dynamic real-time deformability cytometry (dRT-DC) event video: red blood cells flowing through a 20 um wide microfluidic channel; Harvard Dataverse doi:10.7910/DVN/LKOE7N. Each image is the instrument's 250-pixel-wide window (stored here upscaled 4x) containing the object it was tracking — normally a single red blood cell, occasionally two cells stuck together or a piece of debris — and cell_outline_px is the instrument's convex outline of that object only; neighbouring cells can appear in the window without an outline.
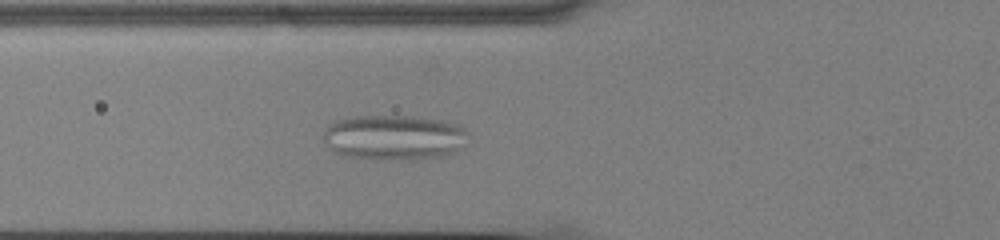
{"species": "common noctule bat (a hibernating species)", "species_latin": "Nyctalus noctula", "temperature_condition": "cold", "stored_images_in_passage": 43, "camera_frame_rate_fps": 3000, "um_per_image_px": 0.085, "animal": {"sex": "male", "body_mass_g": 13.0, "forearm_length_mm": 53.1}, "frame": {"image": 1, "passage_image": 8, "time_ms": 2.333, "image_size_px": [1000, 240], "cell_outline_px": [[468, 144], [444, 156], [412, 160], [372, 160], [348, 156], [336, 152], [324, 140], [324, 132], [328, 124], [332, 120], [348, 116], [420, 116], [444, 120], [460, 124], [468, 132]], "centroid_in_image_um": [33.54, 11.67], "position_along_channel_um": 92.3, "area_um2": 39.02}}
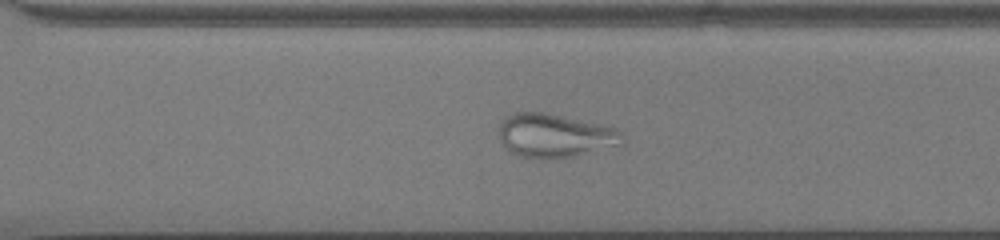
{"frame": {"image": 2, "passage_image": 27, "time_ms": 8.667, "image_size_px": [1000, 240], "cell_outline_px": [[624, 144], [572, 156], [516, 156], [500, 140], [500, 120], [512, 112], [544, 112], [600, 124], [616, 128], [624, 136]], "centroid_in_image_um": [47.17, 11.48], "position_along_channel_um": 323.4, "area_um2": 30.69}}
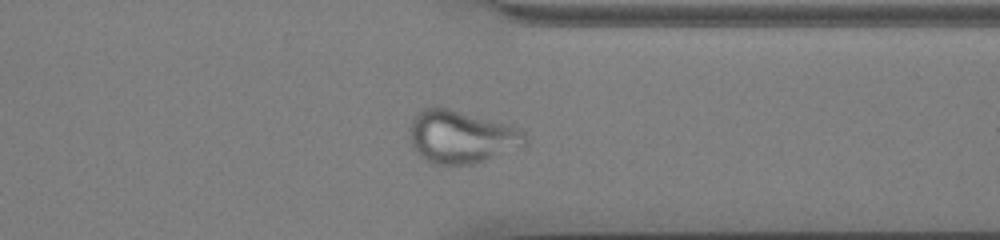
{"frame": {"image": 3, "passage_image": 31, "time_ms": 10.0, "image_size_px": [1000, 240], "cell_outline_px": [[528, 144], [524, 148], [476, 164], [432, 164], [420, 156], [416, 152], [412, 144], [408, 132], [408, 128], [416, 112], [424, 108], [448, 108], [512, 124], [520, 128], [528, 136]], "centroid_in_image_um": [39.29, 11.64], "position_along_channel_um": 372.1, "area_um2": 36.47}}